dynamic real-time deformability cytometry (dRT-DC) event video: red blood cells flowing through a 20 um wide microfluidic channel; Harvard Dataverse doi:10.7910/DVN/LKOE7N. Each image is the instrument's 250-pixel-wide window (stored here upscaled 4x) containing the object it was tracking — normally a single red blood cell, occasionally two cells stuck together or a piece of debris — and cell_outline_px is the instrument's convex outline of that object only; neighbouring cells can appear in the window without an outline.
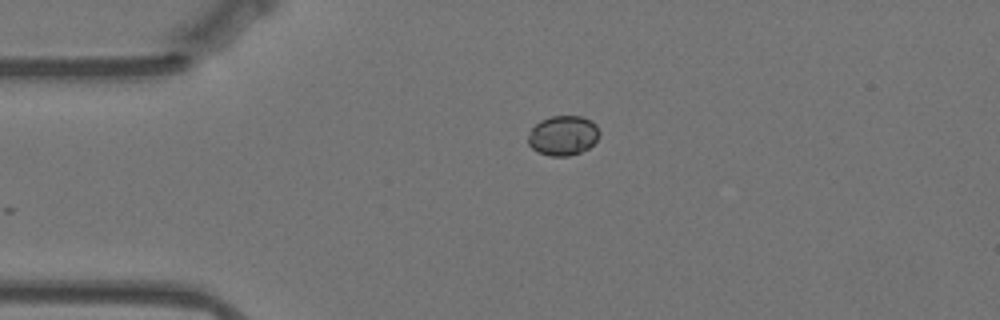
{"species": "Egyptian fruit bat (a non-hibernating species)", "species_latin": "Rousettus aegyptiacus", "temperature_condition": "warm", "stored_images_in_passage": 32, "camera_frame_rate_fps": 3000, "um_per_image_px": 0.085, "animal": {"sex": "female"}, "frame": {"image": 1, "passage_image": 1, "time_ms": 0.0, "image_size_px": [1000, 320], "cell_outline_px": [[600, 132], [596, 140], [588, 148], [580, 152], [568, 156], [548, 156], [532, 148], [528, 144], [528, 136], [532, 128], [540, 120], [552, 116], [580, 116], [592, 120], [596, 124]], "centroid_in_image_um": [47.86, 11.51], "position_along_channel_um": 37.1, "area_um2": 16.47}}
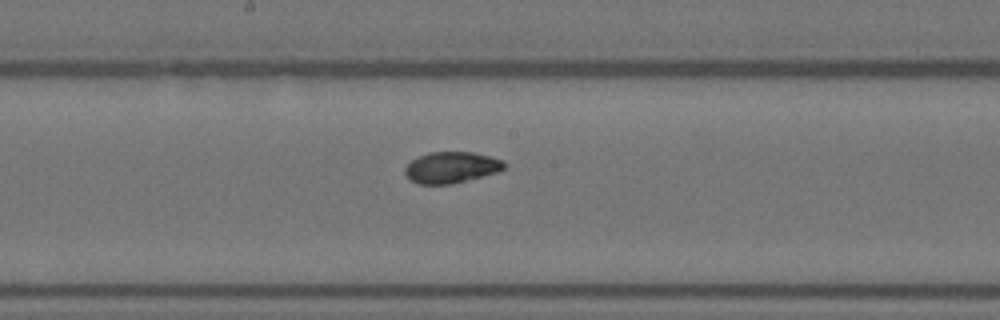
{"frame": {"image": 2, "passage_image": 18, "time_ms": 5.667, "image_size_px": [1000, 320], "cell_outline_px": [[504, 168], [496, 172], [452, 184], [416, 184], [404, 172], [404, 168], [412, 160], [428, 152], [472, 152], [504, 160]], "centroid_in_image_um": [38.34, 14.23], "position_along_channel_um": 209.9, "area_um2": 17.8}}
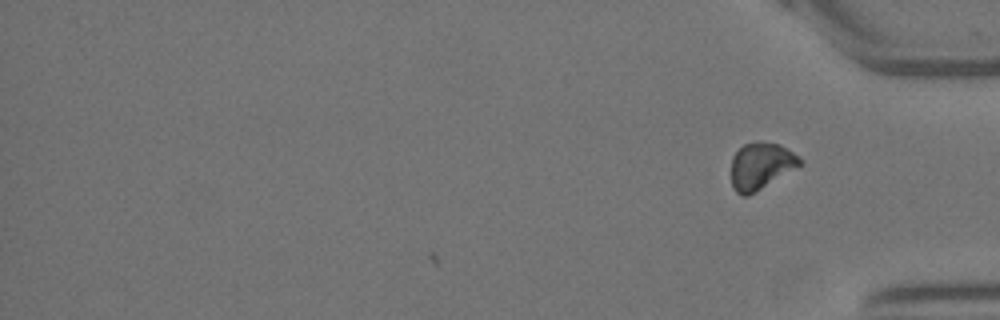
{"frame": {"image": 3, "passage_image": 32, "time_ms": 10.333, "image_size_px": [1000, 320], "cell_outline_px": [[800, 164], [748, 196], [740, 196], [732, 188], [732, 156], [744, 144], [756, 140], [760, 140], [780, 144], [792, 152], [800, 160]], "centroid_in_image_um": [64.6, 14.08], "position_along_channel_um": 370.6, "area_um2": 18.32}, "authors_computed_cell_mechanics": {"area_um2": 18.3226, "velocity_mm_per_s": 3.5112, "shape_relaxation_time_tau1_ms": null, "shape_relaxation_time_tau2_ms": 1.8325, "deformation_change_tau1": null, "deformation_change_tau2": 0.0483}}